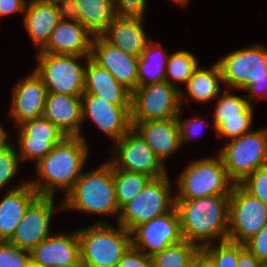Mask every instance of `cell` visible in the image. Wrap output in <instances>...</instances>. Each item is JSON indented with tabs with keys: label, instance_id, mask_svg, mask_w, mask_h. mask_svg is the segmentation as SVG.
I'll return each mask as SVG.
<instances>
[{
	"label": "cell",
	"instance_id": "4316f807",
	"mask_svg": "<svg viewBox=\"0 0 267 267\" xmlns=\"http://www.w3.org/2000/svg\"><path fill=\"white\" fill-rule=\"evenodd\" d=\"M220 83H223L222 72L218 62H214L208 69L198 66L193 75L185 84L186 92L180 91V102L183 106L184 101H194L198 103L211 102L217 99L222 93Z\"/></svg>",
	"mask_w": 267,
	"mask_h": 267
},
{
	"label": "cell",
	"instance_id": "ab89813d",
	"mask_svg": "<svg viewBox=\"0 0 267 267\" xmlns=\"http://www.w3.org/2000/svg\"><path fill=\"white\" fill-rule=\"evenodd\" d=\"M182 109L180 111V113L177 115L176 119L178 122V126H179V131H180V136H181V144L182 146H184L185 143H188V141L190 142L192 140V138L196 139L197 137L199 138L201 133L203 134V132L201 131L203 129V126H207V125H203V118L200 116H197L195 118H185L184 120H182Z\"/></svg>",
	"mask_w": 267,
	"mask_h": 267
},
{
	"label": "cell",
	"instance_id": "f907efd6",
	"mask_svg": "<svg viewBox=\"0 0 267 267\" xmlns=\"http://www.w3.org/2000/svg\"><path fill=\"white\" fill-rule=\"evenodd\" d=\"M36 1L41 2V3L57 4L63 0H36Z\"/></svg>",
	"mask_w": 267,
	"mask_h": 267
},
{
	"label": "cell",
	"instance_id": "ee69618b",
	"mask_svg": "<svg viewBox=\"0 0 267 267\" xmlns=\"http://www.w3.org/2000/svg\"><path fill=\"white\" fill-rule=\"evenodd\" d=\"M28 0H0V18L11 14L24 13Z\"/></svg>",
	"mask_w": 267,
	"mask_h": 267
},
{
	"label": "cell",
	"instance_id": "83f0119b",
	"mask_svg": "<svg viewBox=\"0 0 267 267\" xmlns=\"http://www.w3.org/2000/svg\"><path fill=\"white\" fill-rule=\"evenodd\" d=\"M160 43L151 40L138 59L137 87L165 81L169 54ZM164 50V51H163Z\"/></svg>",
	"mask_w": 267,
	"mask_h": 267
},
{
	"label": "cell",
	"instance_id": "e575fe53",
	"mask_svg": "<svg viewBox=\"0 0 267 267\" xmlns=\"http://www.w3.org/2000/svg\"><path fill=\"white\" fill-rule=\"evenodd\" d=\"M253 107V103L250 104L241 113V117L223 118V122L215 129L216 135L232 140L252 131Z\"/></svg>",
	"mask_w": 267,
	"mask_h": 267
},
{
	"label": "cell",
	"instance_id": "ba28073f",
	"mask_svg": "<svg viewBox=\"0 0 267 267\" xmlns=\"http://www.w3.org/2000/svg\"><path fill=\"white\" fill-rule=\"evenodd\" d=\"M34 71L41 77L48 92L67 95L84 93V75L91 55L37 53ZM84 59L83 65L79 60Z\"/></svg>",
	"mask_w": 267,
	"mask_h": 267
},
{
	"label": "cell",
	"instance_id": "8fae6325",
	"mask_svg": "<svg viewBox=\"0 0 267 267\" xmlns=\"http://www.w3.org/2000/svg\"><path fill=\"white\" fill-rule=\"evenodd\" d=\"M267 224V205L234 184L229 201L227 240L244 244Z\"/></svg>",
	"mask_w": 267,
	"mask_h": 267
},
{
	"label": "cell",
	"instance_id": "4dcf8cb0",
	"mask_svg": "<svg viewBox=\"0 0 267 267\" xmlns=\"http://www.w3.org/2000/svg\"><path fill=\"white\" fill-rule=\"evenodd\" d=\"M113 178L116 201L119 209L139 195L152 179L145 174L117 169L114 165Z\"/></svg>",
	"mask_w": 267,
	"mask_h": 267
},
{
	"label": "cell",
	"instance_id": "5b68a950",
	"mask_svg": "<svg viewBox=\"0 0 267 267\" xmlns=\"http://www.w3.org/2000/svg\"><path fill=\"white\" fill-rule=\"evenodd\" d=\"M176 199H195L211 195H230L234 183L218 156L192 160L178 176Z\"/></svg>",
	"mask_w": 267,
	"mask_h": 267
},
{
	"label": "cell",
	"instance_id": "681fc988",
	"mask_svg": "<svg viewBox=\"0 0 267 267\" xmlns=\"http://www.w3.org/2000/svg\"><path fill=\"white\" fill-rule=\"evenodd\" d=\"M169 1H173V3L177 4L178 6H186L188 5L187 3L190 2V0H169Z\"/></svg>",
	"mask_w": 267,
	"mask_h": 267
},
{
	"label": "cell",
	"instance_id": "603a6c76",
	"mask_svg": "<svg viewBox=\"0 0 267 267\" xmlns=\"http://www.w3.org/2000/svg\"><path fill=\"white\" fill-rule=\"evenodd\" d=\"M39 196L28 181L6 191L0 200V241H9L29 205Z\"/></svg>",
	"mask_w": 267,
	"mask_h": 267
},
{
	"label": "cell",
	"instance_id": "60d3db41",
	"mask_svg": "<svg viewBox=\"0 0 267 267\" xmlns=\"http://www.w3.org/2000/svg\"><path fill=\"white\" fill-rule=\"evenodd\" d=\"M245 247L263 264L267 263V224L244 243Z\"/></svg>",
	"mask_w": 267,
	"mask_h": 267
},
{
	"label": "cell",
	"instance_id": "ffe728a7",
	"mask_svg": "<svg viewBox=\"0 0 267 267\" xmlns=\"http://www.w3.org/2000/svg\"><path fill=\"white\" fill-rule=\"evenodd\" d=\"M43 116L67 137H83L81 95L48 92Z\"/></svg>",
	"mask_w": 267,
	"mask_h": 267
},
{
	"label": "cell",
	"instance_id": "f35d334b",
	"mask_svg": "<svg viewBox=\"0 0 267 267\" xmlns=\"http://www.w3.org/2000/svg\"><path fill=\"white\" fill-rule=\"evenodd\" d=\"M147 0H113L115 17L119 19L143 20Z\"/></svg>",
	"mask_w": 267,
	"mask_h": 267
},
{
	"label": "cell",
	"instance_id": "277c9868",
	"mask_svg": "<svg viewBox=\"0 0 267 267\" xmlns=\"http://www.w3.org/2000/svg\"><path fill=\"white\" fill-rule=\"evenodd\" d=\"M80 241V262L86 267H117L132 246L131 232L120 226L98 220L77 230Z\"/></svg>",
	"mask_w": 267,
	"mask_h": 267
},
{
	"label": "cell",
	"instance_id": "484cf974",
	"mask_svg": "<svg viewBox=\"0 0 267 267\" xmlns=\"http://www.w3.org/2000/svg\"><path fill=\"white\" fill-rule=\"evenodd\" d=\"M23 18L28 36L40 51L47 44L51 33L60 21L56 4L28 0Z\"/></svg>",
	"mask_w": 267,
	"mask_h": 267
},
{
	"label": "cell",
	"instance_id": "cb8c5ba5",
	"mask_svg": "<svg viewBox=\"0 0 267 267\" xmlns=\"http://www.w3.org/2000/svg\"><path fill=\"white\" fill-rule=\"evenodd\" d=\"M83 94L101 96L120 106H131V92L92 58L89 59L85 68Z\"/></svg>",
	"mask_w": 267,
	"mask_h": 267
},
{
	"label": "cell",
	"instance_id": "8d00e7d4",
	"mask_svg": "<svg viewBox=\"0 0 267 267\" xmlns=\"http://www.w3.org/2000/svg\"><path fill=\"white\" fill-rule=\"evenodd\" d=\"M30 262V251L0 241V267H28Z\"/></svg>",
	"mask_w": 267,
	"mask_h": 267
},
{
	"label": "cell",
	"instance_id": "5bb4252c",
	"mask_svg": "<svg viewBox=\"0 0 267 267\" xmlns=\"http://www.w3.org/2000/svg\"><path fill=\"white\" fill-rule=\"evenodd\" d=\"M17 153L20 162L35 161L38 163L55 145L67 136L44 116L27 120L17 126Z\"/></svg>",
	"mask_w": 267,
	"mask_h": 267
},
{
	"label": "cell",
	"instance_id": "b9f144b4",
	"mask_svg": "<svg viewBox=\"0 0 267 267\" xmlns=\"http://www.w3.org/2000/svg\"><path fill=\"white\" fill-rule=\"evenodd\" d=\"M117 267H152V256L131 246L121 258Z\"/></svg>",
	"mask_w": 267,
	"mask_h": 267
},
{
	"label": "cell",
	"instance_id": "7402d4cb",
	"mask_svg": "<svg viewBox=\"0 0 267 267\" xmlns=\"http://www.w3.org/2000/svg\"><path fill=\"white\" fill-rule=\"evenodd\" d=\"M93 36L79 21L60 20L38 53L91 55Z\"/></svg>",
	"mask_w": 267,
	"mask_h": 267
},
{
	"label": "cell",
	"instance_id": "f5cc1de1",
	"mask_svg": "<svg viewBox=\"0 0 267 267\" xmlns=\"http://www.w3.org/2000/svg\"><path fill=\"white\" fill-rule=\"evenodd\" d=\"M73 267H86L82 262L78 263L77 265L73 266Z\"/></svg>",
	"mask_w": 267,
	"mask_h": 267
},
{
	"label": "cell",
	"instance_id": "ac0fdd59",
	"mask_svg": "<svg viewBox=\"0 0 267 267\" xmlns=\"http://www.w3.org/2000/svg\"><path fill=\"white\" fill-rule=\"evenodd\" d=\"M91 58L131 93L138 84V59L106 42L101 36H93Z\"/></svg>",
	"mask_w": 267,
	"mask_h": 267
},
{
	"label": "cell",
	"instance_id": "74e56055",
	"mask_svg": "<svg viewBox=\"0 0 267 267\" xmlns=\"http://www.w3.org/2000/svg\"><path fill=\"white\" fill-rule=\"evenodd\" d=\"M239 185L251 196L267 205V165L256 169Z\"/></svg>",
	"mask_w": 267,
	"mask_h": 267
},
{
	"label": "cell",
	"instance_id": "52a82bcc",
	"mask_svg": "<svg viewBox=\"0 0 267 267\" xmlns=\"http://www.w3.org/2000/svg\"><path fill=\"white\" fill-rule=\"evenodd\" d=\"M219 155L230 180L239 184L256 169L267 165V128L229 140Z\"/></svg>",
	"mask_w": 267,
	"mask_h": 267
},
{
	"label": "cell",
	"instance_id": "836d02e7",
	"mask_svg": "<svg viewBox=\"0 0 267 267\" xmlns=\"http://www.w3.org/2000/svg\"><path fill=\"white\" fill-rule=\"evenodd\" d=\"M201 254L213 267H237L240 243L225 240L211 243L201 248Z\"/></svg>",
	"mask_w": 267,
	"mask_h": 267
},
{
	"label": "cell",
	"instance_id": "c3c4849f",
	"mask_svg": "<svg viewBox=\"0 0 267 267\" xmlns=\"http://www.w3.org/2000/svg\"><path fill=\"white\" fill-rule=\"evenodd\" d=\"M7 135L8 132H6L4 127L0 124V149L9 141Z\"/></svg>",
	"mask_w": 267,
	"mask_h": 267
},
{
	"label": "cell",
	"instance_id": "d4e9b609",
	"mask_svg": "<svg viewBox=\"0 0 267 267\" xmlns=\"http://www.w3.org/2000/svg\"><path fill=\"white\" fill-rule=\"evenodd\" d=\"M143 20L114 18L108 28L100 35L112 46L126 54L140 57L151 41L144 30Z\"/></svg>",
	"mask_w": 267,
	"mask_h": 267
},
{
	"label": "cell",
	"instance_id": "9a60e30c",
	"mask_svg": "<svg viewBox=\"0 0 267 267\" xmlns=\"http://www.w3.org/2000/svg\"><path fill=\"white\" fill-rule=\"evenodd\" d=\"M131 239L134 248L149 256L180 242L183 237L176 208L136 226L131 231Z\"/></svg>",
	"mask_w": 267,
	"mask_h": 267
},
{
	"label": "cell",
	"instance_id": "8992f818",
	"mask_svg": "<svg viewBox=\"0 0 267 267\" xmlns=\"http://www.w3.org/2000/svg\"><path fill=\"white\" fill-rule=\"evenodd\" d=\"M168 174L151 179L139 195L120 209L116 225L129 232L136 226L172 211L176 195L172 194Z\"/></svg>",
	"mask_w": 267,
	"mask_h": 267
},
{
	"label": "cell",
	"instance_id": "7bdbcfd3",
	"mask_svg": "<svg viewBox=\"0 0 267 267\" xmlns=\"http://www.w3.org/2000/svg\"><path fill=\"white\" fill-rule=\"evenodd\" d=\"M60 20L79 21V9L76 0H63L56 4Z\"/></svg>",
	"mask_w": 267,
	"mask_h": 267
},
{
	"label": "cell",
	"instance_id": "30bf717a",
	"mask_svg": "<svg viewBox=\"0 0 267 267\" xmlns=\"http://www.w3.org/2000/svg\"><path fill=\"white\" fill-rule=\"evenodd\" d=\"M181 109L180 90L166 80L131 93V123L177 117Z\"/></svg>",
	"mask_w": 267,
	"mask_h": 267
},
{
	"label": "cell",
	"instance_id": "7a4b0ae2",
	"mask_svg": "<svg viewBox=\"0 0 267 267\" xmlns=\"http://www.w3.org/2000/svg\"><path fill=\"white\" fill-rule=\"evenodd\" d=\"M230 195H211L195 199H176L183 239L205 245L227 240Z\"/></svg>",
	"mask_w": 267,
	"mask_h": 267
},
{
	"label": "cell",
	"instance_id": "9c48e42d",
	"mask_svg": "<svg viewBox=\"0 0 267 267\" xmlns=\"http://www.w3.org/2000/svg\"><path fill=\"white\" fill-rule=\"evenodd\" d=\"M217 62L222 72L223 85L229 90L241 91L247 85H257L259 80L267 77V47L265 45L257 43L236 49Z\"/></svg>",
	"mask_w": 267,
	"mask_h": 267
},
{
	"label": "cell",
	"instance_id": "e0dca14e",
	"mask_svg": "<svg viewBox=\"0 0 267 267\" xmlns=\"http://www.w3.org/2000/svg\"><path fill=\"white\" fill-rule=\"evenodd\" d=\"M12 91L9 112L17 126L43 116L48 90L34 70L18 80Z\"/></svg>",
	"mask_w": 267,
	"mask_h": 267
},
{
	"label": "cell",
	"instance_id": "d590c367",
	"mask_svg": "<svg viewBox=\"0 0 267 267\" xmlns=\"http://www.w3.org/2000/svg\"><path fill=\"white\" fill-rule=\"evenodd\" d=\"M12 144L8 141L0 149V190L12 181L21 165L16 147Z\"/></svg>",
	"mask_w": 267,
	"mask_h": 267
},
{
	"label": "cell",
	"instance_id": "4fadbf2b",
	"mask_svg": "<svg viewBox=\"0 0 267 267\" xmlns=\"http://www.w3.org/2000/svg\"><path fill=\"white\" fill-rule=\"evenodd\" d=\"M82 121H92L114 144L131 128V106L111 103L101 96L82 94Z\"/></svg>",
	"mask_w": 267,
	"mask_h": 267
},
{
	"label": "cell",
	"instance_id": "44dd1931",
	"mask_svg": "<svg viewBox=\"0 0 267 267\" xmlns=\"http://www.w3.org/2000/svg\"><path fill=\"white\" fill-rule=\"evenodd\" d=\"M131 124L163 164L182 147L176 117Z\"/></svg>",
	"mask_w": 267,
	"mask_h": 267
},
{
	"label": "cell",
	"instance_id": "f1b7e54d",
	"mask_svg": "<svg viewBox=\"0 0 267 267\" xmlns=\"http://www.w3.org/2000/svg\"><path fill=\"white\" fill-rule=\"evenodd\" d=\"M79 22L91 33L100 36L115 18L113 0H76Z\"/></svg>",
	"mask_w": 267,
	"mask_h": 267
},
{
	"label": "cell",
	"instance_id": "d6a6232c",
	"mask_svg": "<svg viewBox=\"0 0 267 267\" xmlns=\"http://www.w3.org/2000/svg\"><path fill=\"white\" fill-rule=\"evenodd\" d=\"M232 92V89L226 88L217 98L218 102L212 112L213 120L211 122L214 131L223 122V118L241 117V113L251 104L246 95L240 97Z\"/></svg>",
	"mask_w": 267,
	"mask_h": 267
},
{
	"label": "cell",
	"instance_id": "3957f363",
	"mask_svg": "<svg viewBox=\"0 0 267 267\" xmlns=\"http://www.w3.org/2000/svg\"><path fill=\"white\" fill-rule=\"evenodd\" d=\"M60 202V210H77L114 218L116 216L118 220L120 209L116 201L113 164L106 161L94 170L84 171Z\"/></svg>",
	"mask_w": 267,
	"mask_h": 267
},
{
	"label": "cell",
	"instance_id": "7c38bea8",
	"mask_svg": "<svg viewBox=\"0 0 267 267\" xmlns=\"http://www.w3.org/2000/svg\"><path fill=\"white\" fill-rule=\"evenodd\" d=\"M109 161L120 170L145 174L152 179L167 174L165 165L132 127L114 143Z\"/></svg>",
	"mask_w": 267,
	"mask_h": 267
},
{
	"label": "cell",
	"instance_id": "2e32d148",
	"mask_svg": "<svg viewBox=\"0 0 267 267\" xmlns=\"http://www.w3.org/2000/svg\"><path fill=\"white\" fill-rule=\"evenodd\" d=\"M55 197L39 195L28 207L8 241L19 248L31 251L52 233V216L55 211Z\"/></svg>",
	"mask_w": 267,
	"mask_h": 267
},
{
	"label": "cell",
	"instance_id": "bcb514c9",
	"mask_svg": "<svg viewBox=\"0 0 267 267\" xmlns=\"http://www.w3.org/2000/svg\"><path fill=\"white\" fill-rule=\"evenodd\" d=\"M237 267H264V264L259 261L246 247L240 243V255L238 258Z\"/></svg>",
	"mask_w": 267,
	"mask_h": 267
},
{
	"label": "cell",
	"instance_id": "816d5d0a",
	"mask_svg": "<svg viewBox=\"0 0 267 267\" xmlns=\"http://www.w3.org/2000/svg\"><path fill=\"white\" fill-rule=\"evenodd\" d=\"M28 267H44L38 264L33 263L32 261L29 263Z\"/></svg>",
	"mask_w": 267,
	"mask_h": 267
},
{
	"label": "cell",
	"instance_id": "f546056e",
	"mask_svg": "<svg viewBox=\"0 0 267 267\" xmlns=\"http://www.w3.org/2000/svg\"><path fill=\"white\" fill-rule=\"evenodd\" d=\"M201 249L194 243L182 239L180 242L167 246L152 256L154 267H194Z\"/></svg>",
	"mask_w": 267,
	"mask_h": 267
},
{
	"label": "cell",
	"instance_id": "7dc6e473",
	"mask_svg": "<svg viewBox=\"0 0 267 267\" xmlns=\"http://www.w3.org/2000/svg\"><path fill=\"white\" fill-rule=\"evenodd\" d=\"M194 267H213V265L202 254H200L195 260Z\"/></svg>",
	"mask_w": 267,
	"mask_h": 267
},
{
	"label": "cell",
	"instance_id": "1f68e13d",
	"mask_svg": "<svg viewBox=\"0 0 267 267\" xmlns=\"http://www.w3.org/2000/svg\"><path fill=\"white\" fill-rule=\"evenodd\" d=\"M198 66L199 61L193 53L178 50L169 56L165 80L181 91L182 88L178 87V84L185 85Z\"/></svg>",
	"mask_w": 267,
	"mask_h": 267
},
{
	"label": "cell",
	"instance_id": "d6986e66",
	"mask_svg": "<svg viewBox=\"0 0 267 267\" xmlns=\"http://www.w3.org/2000/svg\"><path fill=\"white\" fill-rule=\"evenodd\" d=\"M31 261L44 267H73L80 263V241L77 230L54 233L30 251Z\"/></svg>",
	"mask_w": 267,
	"mask_h": 267
},
{
	"label": "cell",
	"instance_id": "f6af8a7d",
	"mask_svg": "<svg viewBox=\"0 0 267 267\" xmlns=\"http://www.w3.org/2000/svg\"><path fill=\"white\" fill-rule=\"evenodd\" d=\"M243 90L249 93L246 97L251 104L255 99L267 100V77L259 80L257 85H247Z\"/></svg>",
	"mask_w": 267,
	"mask_h": 267
},
{
	"label": "cell",
	"instance_id": "6da1fadb",
	"mask_svg": "<svg viewBox=\"0 0 267 267\" xmlns=\"http://www.w3.org/2000/svg\"><path fill=\"white\" fill-rule=\"evenodd\" d=\"M88 156L85 138L66 137L36 163L38 178L28 182L41 196L55 197L57 189L63 190L65 196L83 173Z\"/></svg>",
	"mask_w": 267,
	"mask_h": 267
}]
</instances>
